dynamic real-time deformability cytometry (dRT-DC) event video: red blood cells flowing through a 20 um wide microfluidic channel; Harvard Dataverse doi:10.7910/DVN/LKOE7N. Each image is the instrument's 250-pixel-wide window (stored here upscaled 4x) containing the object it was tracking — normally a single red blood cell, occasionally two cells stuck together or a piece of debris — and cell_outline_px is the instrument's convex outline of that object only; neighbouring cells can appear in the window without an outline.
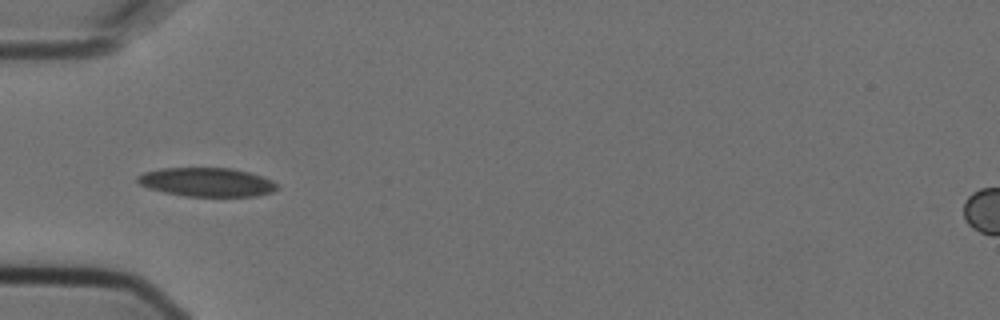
{"species": "Egyptian fruit bat (a non-hibernating species)", "species_latin": "Rousettus aegyptiacus", "temperature_condition": "cold", "stored_images_in_passage": 6, "camera_frame_rate_fps": 3000, "um_per_image_px": 0.085, "animal": {"sex": "female"}, "frame": {"image": 1, "passage_image": 5, "time_ms": 1.333, "image_size_px": [1000, 320], "cell_outline_px": [[280, 188], [272, 192], [256, 196], [184, 196], [164, 192], [148, 188], [140, 184], [136, 180], [136, 176], [144, 172], [160, 168], [232, 168], [248, 172], [272, 180], [280, 184]], "centroid_in_image_um": [17.59, 15.48], "position_along_channel_um": 67.4, "area_um2": 23.58}}
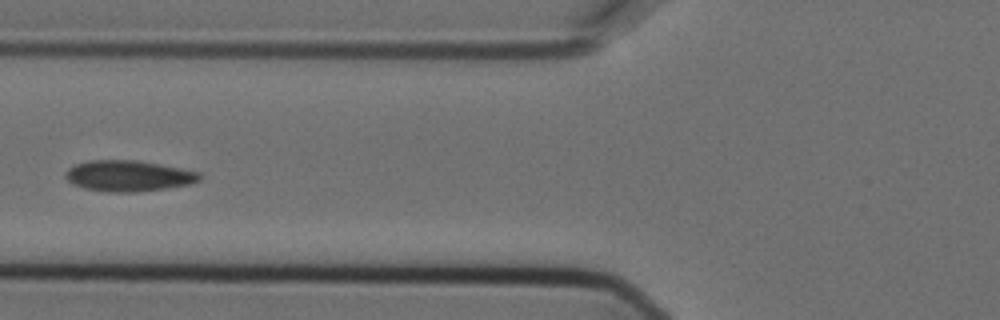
{"frame": {"image": 2, "passage_image": 6, "time_ms": 1.667, "image_size_px": [1000, 320], "cell_outline_px": [[200, 180], [192, 184], [136, 192], [108, 192], [84, 188], [72, 184], [64, 176], [64, 172], [68, 168], [76, 164], [88, 160], [136, 160], [160, 164], [200, 172]], "centroid_in_image_um": [10.89, 14.95], "position_along_channel_um": 114.9, "area_um2": 24.22}}